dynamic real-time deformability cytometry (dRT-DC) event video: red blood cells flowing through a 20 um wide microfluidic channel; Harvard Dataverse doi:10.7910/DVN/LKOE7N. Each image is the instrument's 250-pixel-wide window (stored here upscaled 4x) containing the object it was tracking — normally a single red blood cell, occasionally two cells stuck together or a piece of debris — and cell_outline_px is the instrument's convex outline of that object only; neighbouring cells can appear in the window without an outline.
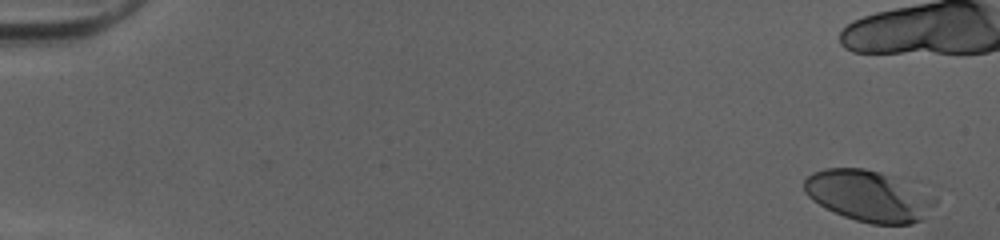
{"species": "human", "species_latin": "Homo sapiens", "temperature_condition": "cold", "stored_images_in_passage": 24, "camera_frame_rate_fps": 3000, "um_per_image_px": 0.085, "donor": {"sex": "female"}, "frame": {"image": 1, "passage_image": 1, "time_ms": 0.0, "image_size_px": [1000, 240], "cell_outline_px": [[936, 204], [924, 220], [912, 224], [872, 224], [856, 220], [844, 216], [812, 200], [804, 192], [804, 180], [812, 172], [824, 168], [864, 168], [880, 172], [936, 196]], "centroid_in_image_um": [73.85, 16.66], "position_along_channel_um": 11.2, "area_um2": 38.78}}